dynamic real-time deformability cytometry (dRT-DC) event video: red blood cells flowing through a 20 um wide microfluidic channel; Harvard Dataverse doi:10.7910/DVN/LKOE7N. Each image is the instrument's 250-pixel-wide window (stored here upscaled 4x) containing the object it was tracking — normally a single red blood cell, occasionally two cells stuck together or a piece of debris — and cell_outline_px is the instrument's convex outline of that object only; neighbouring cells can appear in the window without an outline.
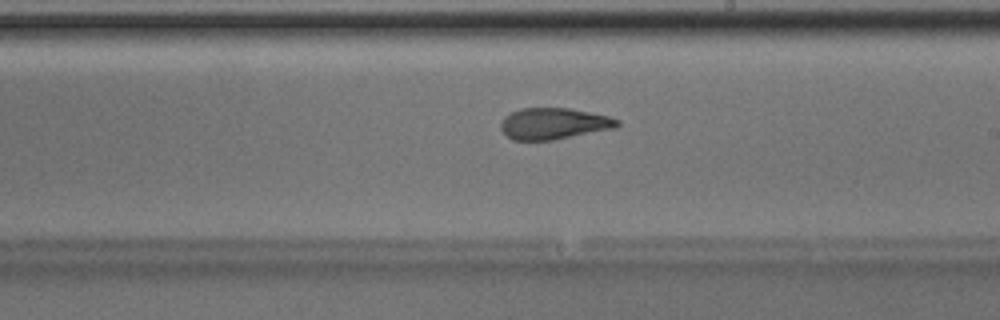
{"species": "Egyptian fruit bat (a non-hibernating species)", "species_latin": "Rousettus aegyptiacus", "temperature_condition": "room temperature", "stored_images_in_passage": 50, "camera_frame_rate_fps": 3000, "um_per_image_px": 0.085, "animal": {"sex": "male"}, "frame": {"image": 1, "passage_image": 29, "time_ms": 9.333, "image_size_px": [1000, 320], "cell_outline_px": [[620, 124], [616, 128], [552, 140], [512, 140], [500, 128], [500, 124], [504, 116], [520, 108], [568, 108], [608, 116], [620, 120]], "centroid_in_image_um": [47.06, 10.51], "position_along_channel_um": 241.9, "area_um2": 21.21}, "authors_computed_cell_mechanics": {"area_um2": 21.9929, "velocity_mm_per_s": 4.0168, "shape_relaxation_time_tau1_ms": 7.2581, "shape_relaxation_time_tau2_ms": 1.9939, "deformation_change_tau1": 0.2553, "deformation_change_tau2": 0.1056}}